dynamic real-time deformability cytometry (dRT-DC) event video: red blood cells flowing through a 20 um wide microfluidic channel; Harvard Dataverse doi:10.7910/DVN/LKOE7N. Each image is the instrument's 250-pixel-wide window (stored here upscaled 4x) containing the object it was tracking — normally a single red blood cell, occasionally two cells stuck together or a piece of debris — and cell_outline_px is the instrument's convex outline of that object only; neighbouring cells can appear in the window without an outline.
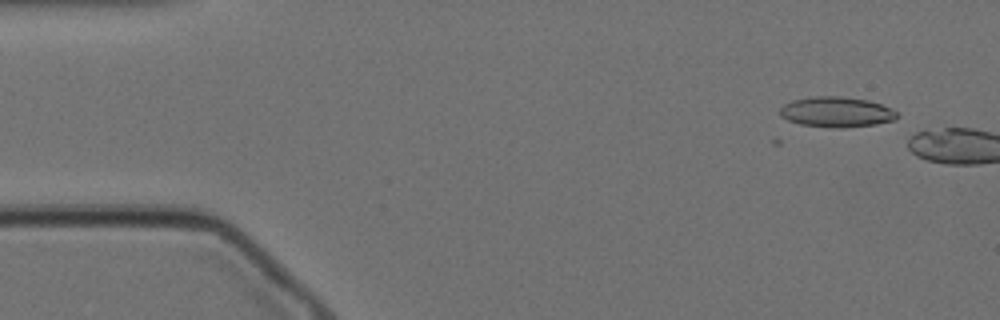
{"species": "Egyptian fruit bat (a non-hibernating species)", "species_latin": "Rousettus aegyptiacus", "temperature_condition": "cold", "stored_images_in_passage": 2, "camera_frame_rate_fps": 3000, "um_per_image_px": 0.085, "animal": {"sex": "female"}, "frame": {"image": 1, "passage_image": 2, "time_ms": 0.333, "image_size_px": [1000, 320], "cell_outline_px": [[900, 116], [896, 120], [876, 124], [840, 128], [832, 128], [800, 124], [788, 120], [780, 116], [780, 108], [784, 104], [792, 100], [808, 96], [840, 96], [868, 100], [880, 104], [896, 112]], "centroid_in_image_um": [71.08, 9.52], "position_along_channel_um": 13.9, "area_um2": 20.81}}